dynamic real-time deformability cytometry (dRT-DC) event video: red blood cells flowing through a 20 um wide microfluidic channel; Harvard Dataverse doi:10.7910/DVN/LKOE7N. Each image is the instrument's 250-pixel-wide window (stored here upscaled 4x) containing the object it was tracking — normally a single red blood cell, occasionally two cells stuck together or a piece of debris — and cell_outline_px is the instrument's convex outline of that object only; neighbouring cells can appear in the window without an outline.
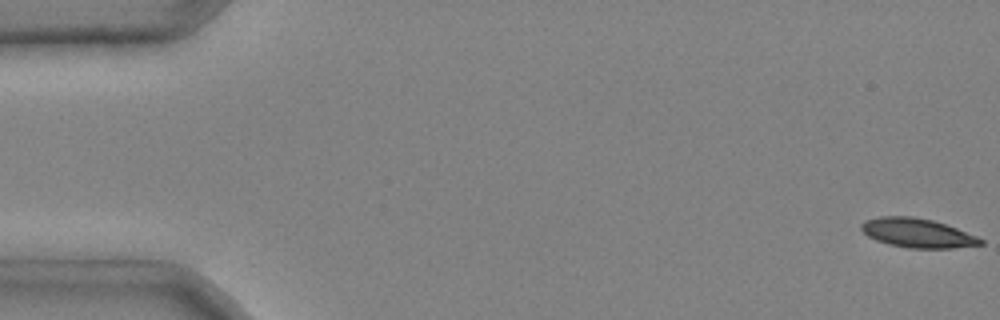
{"species": "common noctule bat (a hibernating species)", "species_latin": "Nyctalus noctula", "temperature_condition": "cold", "stored_images_in_passage": 4, "camera_frame_rate_fps": 3000, "um_per_image_px": 0.085, "animal": {"sex": "male", "body_mass_g": 20.4}, "frame": {"image": 1, "passage_image": 1, "time_ms": 0.0, "image_size_px": [1000, 320], "cell_outline_px": [[984, 244], [952, 248], [908, 248], [888, 244], [876, 240], [868, 236], [860, 228], [860, 224], [864, 220], [880, 216], [912, 216], [932, 220], [956, 228], [976, 236], [984, 240]], "centroid_in_image_um": [77.95, 19.8], "position_along_channel_um": 7.1, "area_um2": 20.23}}
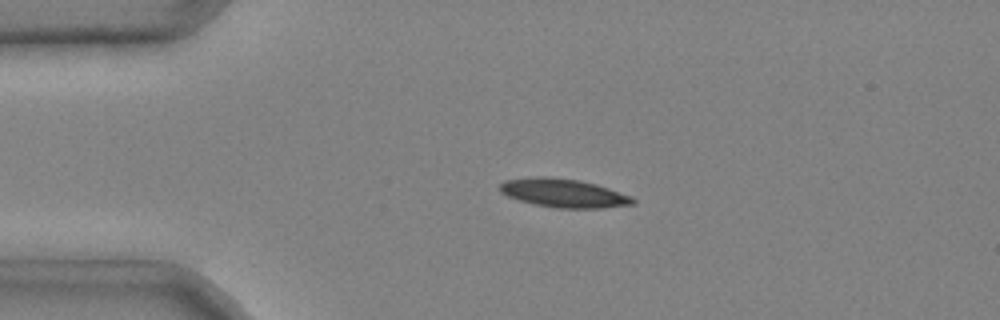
{"frame": {"image": 2, "passage_image": 3, "time_ms": 0.667, "image_size_px": [1000, 320], "cell_outline_px": [[636, 204], [604, 208], [556, 208], [536, 204], [520, 200], [508, 196], [500, 192], [500, 184], [504, 180], [536, 176], [548, 176], [580, 180], [596, 184], [632, 196], [636, 200]], "centroid_in_image_um": [47.94, 16.41], "position_along_channel_um": 37.1, "area_um2": 22.25}}